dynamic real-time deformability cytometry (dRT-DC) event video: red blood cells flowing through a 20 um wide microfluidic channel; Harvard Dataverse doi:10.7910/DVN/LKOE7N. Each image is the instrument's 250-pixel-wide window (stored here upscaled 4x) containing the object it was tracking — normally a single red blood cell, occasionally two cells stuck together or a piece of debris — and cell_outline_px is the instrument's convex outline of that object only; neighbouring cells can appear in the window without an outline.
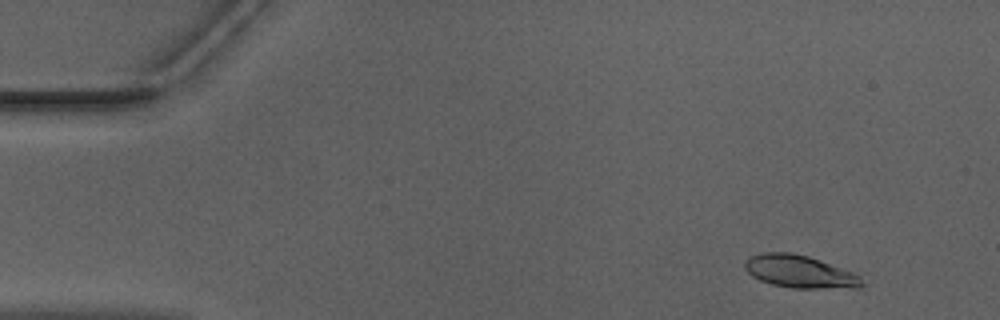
{"species": "Egyptian fruit bat (a non-hibernating species)", "species_latin": "Rousettus aegyptiacus", "temperature_condition": "warm", "stored_images_in_passage": 52, "camera_frame_rate_fps": 3000, "um_per_image_px": 0.085, "animal": {"sex": "male"}, "frame": {"image": 1, "passage_image": 5, "time_ms": 1.333, "image_size_px": [1000, 320], "cell_outline_px": [[864, 284], [860, 288], [792, 288], [772, 284], [760, 280], [752, 276], [744, 268], [744, 260], [748, 256], [764, 252], [788, 252], [808, 256], [856, 272], [860, 276]], "centroid_in_image_um": [67.99, 23.08], "position_along_channel_um": 17.0, "area_um2": 22.54}}
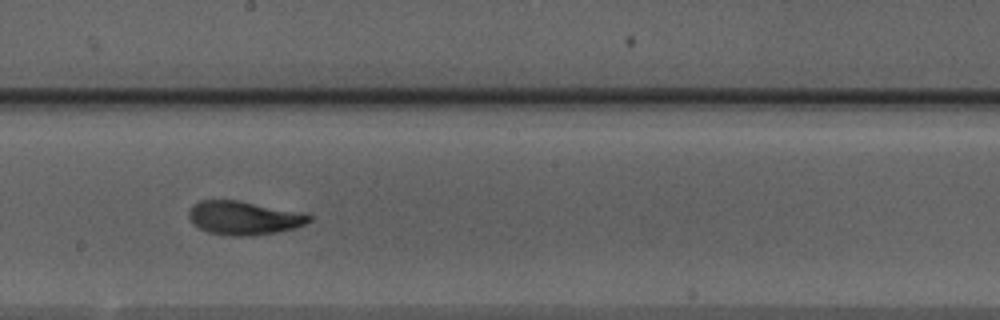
{"frame": {"image": 2, "passage_image": 29, "time_ms": 9.333, "image_size_px": [1000, 320], "cell_outline_px": [[312, 220], [304, 224], [292, 228], [276, 232], [248, 236], [232, 236], [208, 232], [192, 224], [188, 216], [188, 212], [192, 204], [200, 200], [236, 200], [312, 216]], "centroid_in_image_um": [20.61, 18.53], "position_along_channel_um": 227.6, "area_um2": 23.0}}
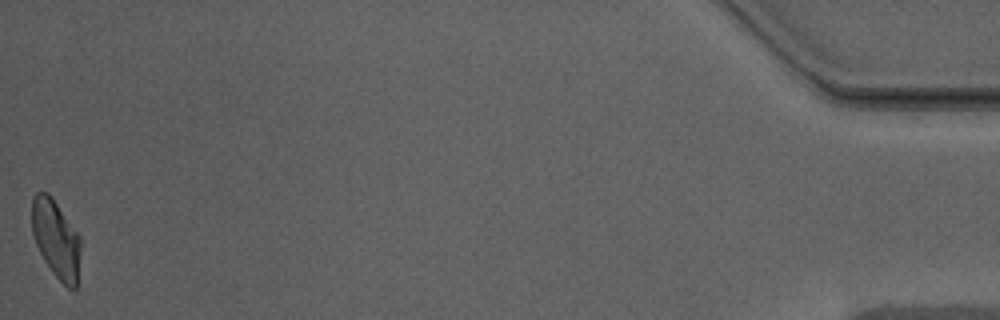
{"frame": {"image": 3, "passage_image": 52, "time_ms": 17.0, "image_size_px": [1000, 320], "cell_outline_px": [[80, 252], [76, 288], [72, 292], [52, 272], [44, 260], [36, 244], [32, 232], [32, 196], [36, 192], [48, 192], [52, 196], [80, 236]], "centroid_in_image_um": [4.76, 20.3], "position_along_channel_um": 430.4, "area_um2": 22.2}, "authors_computed_cell_mechanics": {"area_um2": 23.0333, "velocity_mm_per_s": 3.9611, "shape_relaxation_time_tau1_ms": 4.022, "shape_relaxation_time_tau2_ms": 1.0723, "deformation_change_tau1": 0.1655, "deformation_change_tau2": 0.065}}